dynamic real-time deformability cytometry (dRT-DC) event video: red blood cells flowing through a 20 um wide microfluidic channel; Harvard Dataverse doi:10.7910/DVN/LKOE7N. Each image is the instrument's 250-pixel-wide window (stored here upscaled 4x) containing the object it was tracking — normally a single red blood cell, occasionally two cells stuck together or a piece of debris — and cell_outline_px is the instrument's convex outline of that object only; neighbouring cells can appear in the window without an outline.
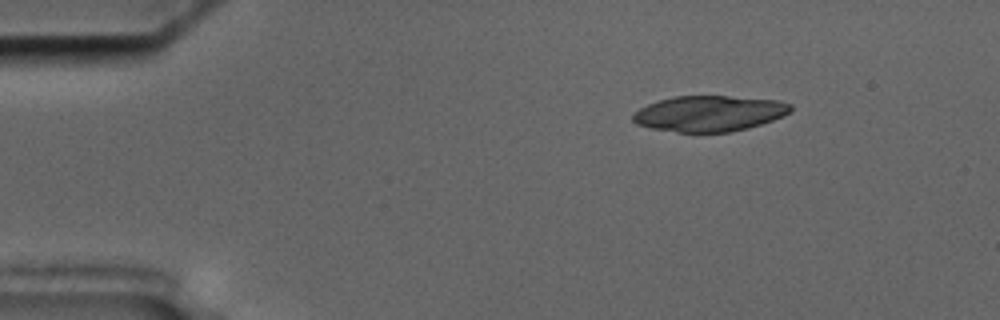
{"species": "common noctule bat (a hibernating species)", "species_latin": "Nyctalus noctula", "temperature_condition": "cold", "stored_images_in_passage": 48, "segment_of_instrument_passage": [1, 2], "camera_frame_rate_fps": 3000, "um_per_image_px": 0.085, "animal": {"sex": "male", "body_mass_g": 17.5, "forearm_length_mm": 52.3}, "frame": {"image": 1, "passage_image": 1, "time_ms": 0.0, "image_size_px": [1000, 320], "cell_outline_px": [[792, 112], [784, 116], [748, 128], [728, 132], [676, 132], [652, 128], [636, 124], [632, 120], [632, 116], [640, 108], [648, 104], [660, 100], [676, 96], [728, 96], [780, 100], [792, 104]], "centroid_in_image_um": [60.33, 9.64], "position_along_channel_um": 24.7, "area_um2": 32.83}}